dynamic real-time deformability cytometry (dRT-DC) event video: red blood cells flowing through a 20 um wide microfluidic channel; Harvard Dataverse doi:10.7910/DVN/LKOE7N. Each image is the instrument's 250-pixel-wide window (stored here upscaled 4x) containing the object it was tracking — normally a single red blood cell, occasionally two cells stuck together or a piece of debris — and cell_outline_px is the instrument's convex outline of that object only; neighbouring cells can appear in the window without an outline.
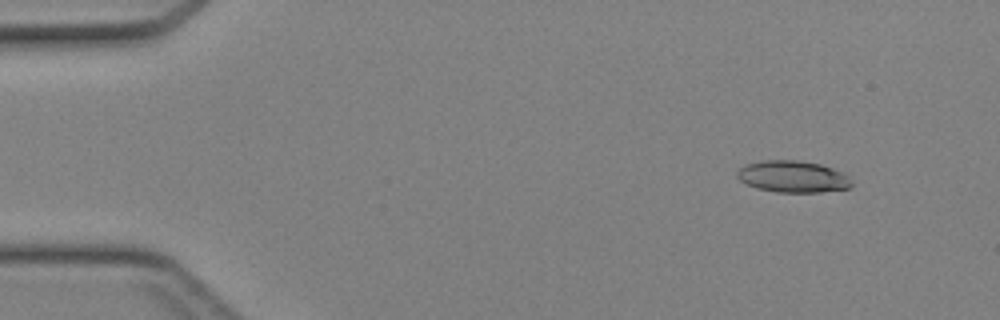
{"species": "Egyptian fruit bat (a non-hibernating species)", "species_latin": "Rousettus aegyptiacus", "temperature_condition": "cold", "stored_images_in_passage": 44, "camera_frame_rate_fps": 3000, "um_per_image_px": 0.085, "animal": {"sex": "female"}, "frame": {"image": 1, "passage_image": 4, "time_ms": 1.0, "image_size_px": [1000, 320], "cell_outline_px": [[852, 184], [848, 188], [820, 192], [776, 192], [756, 188], [744, 184], [736, 176], [736, 172], [744, 164], [760, 160], [796, 160], [820, 164], [844, 172], [852, 180]], "centroid_in_image_um": [67.35, 15.01], "position_along_channel_um": 17.6, "area_um2": 21.39}}
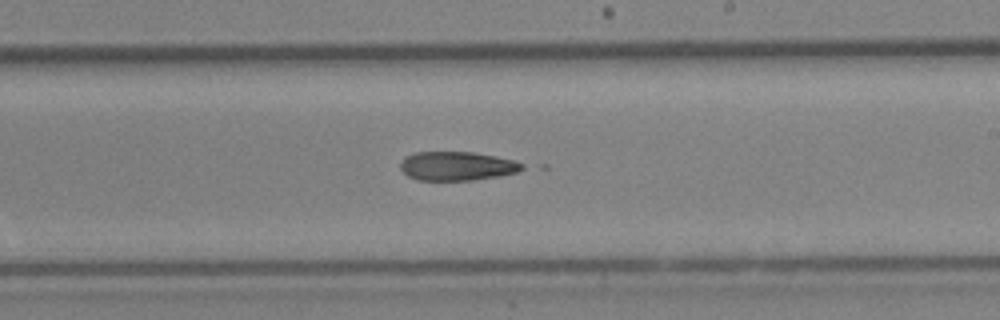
{"frame": {"image": 2, "passage_image": 26, "time_ms": 8.333, "image_size_px": [1000, 320], "cell_outline_px": [[524, 168], [516, 172], [500, 176], [472, 180], [416, 180], [408, 176], [400, 168], [400, 164], [408, 156], [416, 152], [472, 152], [496, 156], [512, 160], [524, 164]], "centroid_in_image_um": [38.85, 14.12], "position_along_channel_um": 250.1, "area_um2": 20.35}}
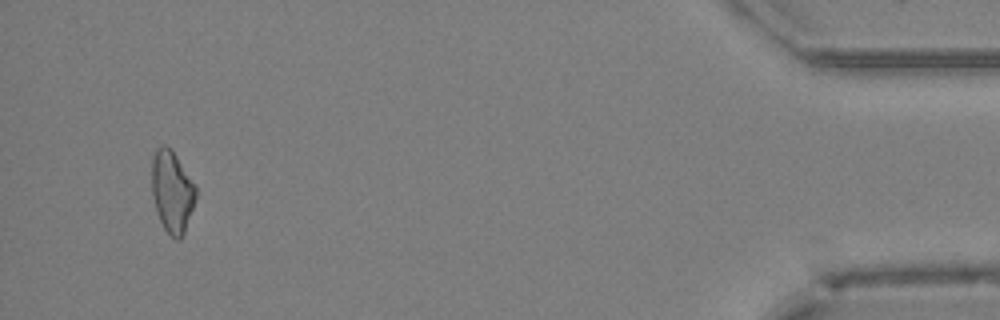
{"frame": {"image": 3, "passage_image": 42, "time_ms": 13.667, "image_size_px": [1000, 320], "cell_outline_px": [[196, 196], [184, 232], [180, 240], [176, 240], [164, 228], [160, 220], [152, 196], [152, 160], [156, 148], [160, 144], [164, 144], [176, 156], [196, 184]], "centroid_in_image_um": [14.62, 16.26], "position_along_channel_um": 420.6, "area_um2": 20.69}}